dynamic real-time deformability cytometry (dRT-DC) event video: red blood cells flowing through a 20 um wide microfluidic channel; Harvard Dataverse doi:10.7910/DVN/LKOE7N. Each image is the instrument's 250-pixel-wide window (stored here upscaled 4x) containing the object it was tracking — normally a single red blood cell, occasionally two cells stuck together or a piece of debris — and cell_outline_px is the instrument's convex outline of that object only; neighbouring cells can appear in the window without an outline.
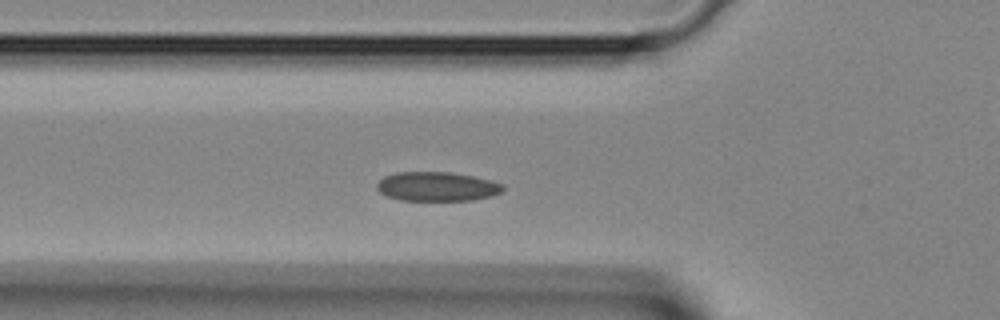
{"species": "Egyptian fruit bat (a non-hibernating species)", "species_latin": "Rousettus aegyptiacus", "temperature_condition": "room temperature", "stored_images_in_passage": 33, "camera_frame_rate_fps": 3000, "um_per_image_px": 0.085, "animal": {"sex": "female"}, "frame": {"image": 1, "passage_image": 5, "time_ms": 1.333, "image_size_px": [1000, 320], "cell_outline_px": [[504, 188], [500, 192], [492, 196], [472, 200], [400, 200], [388, 196], [380, 192], [376, 188], [376, 184], [384, 176], [396, 172], [452, 172], [472, 176], [504, 184]], "centroid_in_image_um": [37.13, 15.85], "position_along_channel_um": 88.7, "area_um2": 21.39}}
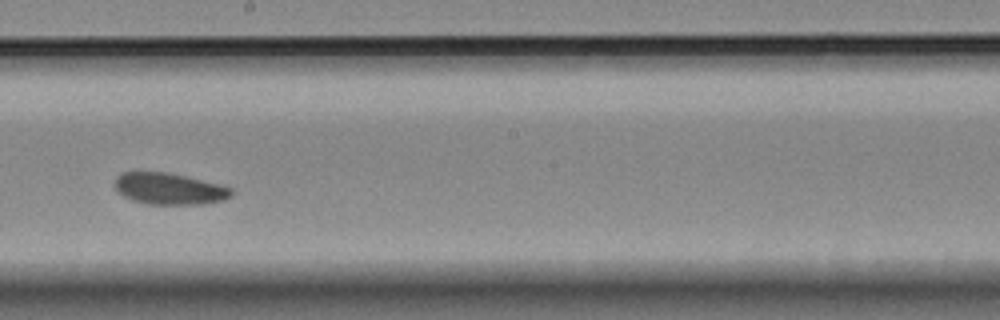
{"frame": {"image": 2, "passage_image": 14, "time_ms": 4.333, "image_size_px": [1000, 320], "cell_outline_px": [[236, 192], [232, 196], [224, 200], [204, 204], [148, 204], [132, 200], [116, 192], [116, 176], [120, 172], [164, 172], [184, 176], [220, 184], [232, 188]], "centroid_in_image_um": [14.42, 16.05], "position_along_channel_um": 233.8, "area_um2": 21.5}}
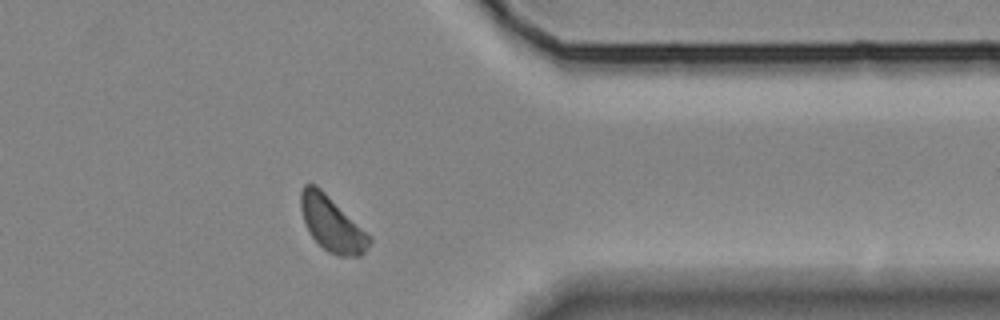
{"frame": {"image": 3, "passage_image": 24, "time_ms": 7.667, "image_size_px": [1000, 320], "cell_outline_px": [[372, 240], [364, 252], [360, 256], [336, 256], [328, 252], [312, 236], [304, 224], [300, 208], [300, 192], [304, 184], [316, 184], [372, 236]], "centroid_in_image_um": [28.21, 19.02], "position_along_channel_um": 383.2, "area_um2": 22.02}}